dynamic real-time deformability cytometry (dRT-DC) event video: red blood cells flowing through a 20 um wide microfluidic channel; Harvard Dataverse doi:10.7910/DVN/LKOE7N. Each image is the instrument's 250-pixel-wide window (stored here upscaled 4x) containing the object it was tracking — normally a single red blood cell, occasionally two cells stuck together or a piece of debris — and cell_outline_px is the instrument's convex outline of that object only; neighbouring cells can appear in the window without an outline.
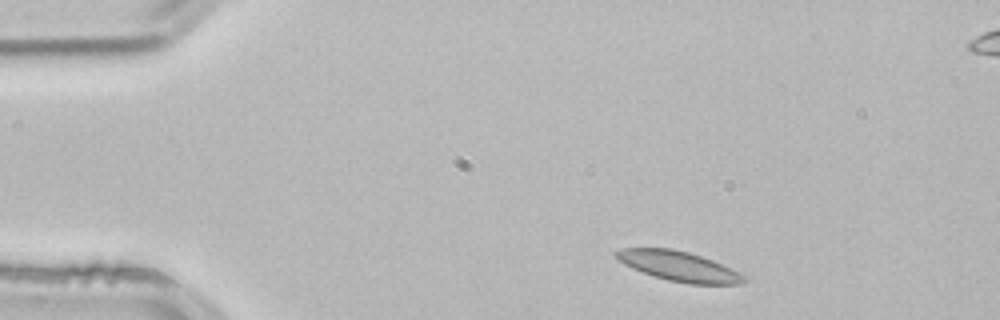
{"species": "common noctule bat (a hibernating species)", "species_latin": "Nyctalus noctula", "temperature_condition": "room temperature", "stored_images_in_passage": 2, "camera_frame_rate_fps": 3000, "um_per_image_px": 0.085, "animal": {"sex": "male", "body_mass_g": 21.5, "forearm_length_mm": 52.0}, "frame": {"image": 1, "passage_image": 1, "time_ms": 0.0, "image_size_px": [1000, 320], "cell_outline_px": [[748, 280], [744, 284], [688, 284], [668, 280], [632, 268], [616, 260], [612, 256], [612, 252], [624, 248], [672, 248], [688, 252], [712, 260], [744, 276]], "centroid_in_image_um": [57.63, 22.62], "position_along_channel_um": 27.4, "area_um2": 22.08}}